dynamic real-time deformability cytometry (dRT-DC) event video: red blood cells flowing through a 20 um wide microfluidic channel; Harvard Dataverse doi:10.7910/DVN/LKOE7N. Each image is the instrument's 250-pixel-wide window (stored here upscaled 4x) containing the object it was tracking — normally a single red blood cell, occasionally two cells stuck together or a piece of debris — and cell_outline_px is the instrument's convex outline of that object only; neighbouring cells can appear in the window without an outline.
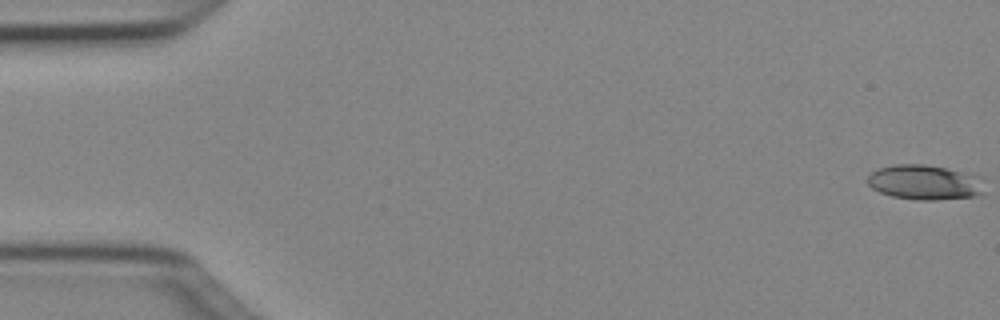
{"species": "Egyptian fruit bat (a non-hibernating species)", "species_latin": "Rousettus aegyptiacus", "temperature_condition": "cold", "stored_images_in_passage": 50, "camera_frame_rate_fps": 3000, "um_per_image_px": 0.085, "animal": {"sex": "female"}, "frame": {"image": 1, "passage_image": 1, "time_ms": 0.0, "image_size_px": [1000, 320], "cell_outline_px": [[984, 192], [972, 196], [936, 200], [916, 200], [892, 196], [880, 192], [872, 188], [868, 184], [868, 176], [872, 172], [880, 168], [892, 164], [924, 164], [984, 176]], "centroid_in_image_um": [78.64, 15.49], "position_along_channel_um": 6.4, "area_um2": 23.87}}
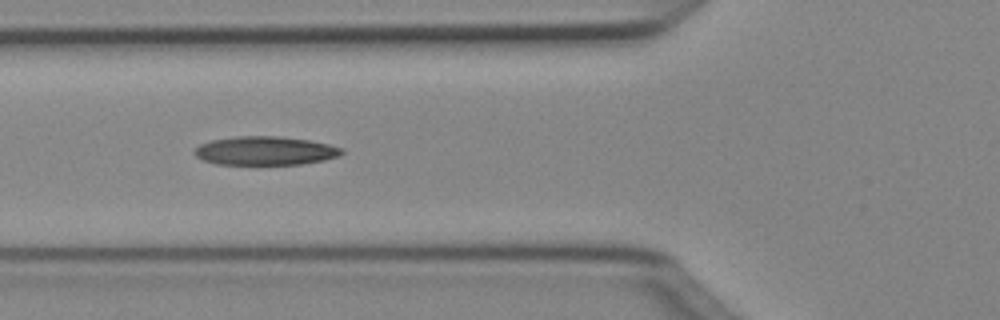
{"frame": {"image": 2, "passage_image": 19, "time_ms": 6.0, "image_size_px": [1000, 320], "cell_outline_px": [[344, 152], [340, 156], [324, 160], [300, 164], [216, 164], [204, 160], [196, 156], [192, 152], [200, 144], [212, 140], [236, 136], [280, 136], [308, 140], [328, 144], [344, 148]], "centroid_in_image_um": [22.56, 12.81], "position_along_channel_um": 103.2, "area_um2": 24.62}}
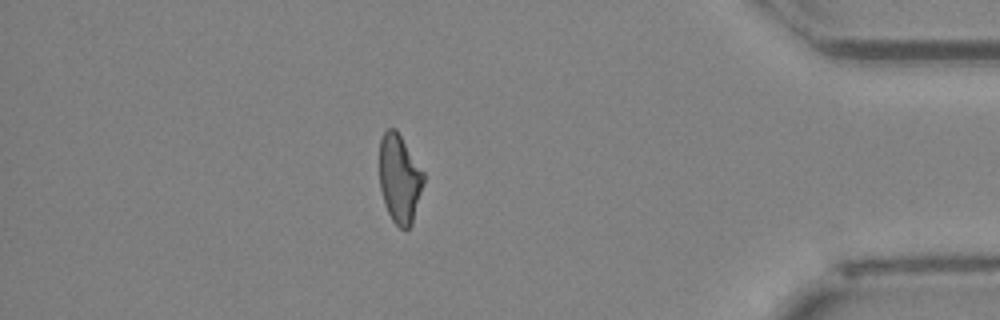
{"frame": {"image": 3, "passage_image": 44, "time_ms": 14.333, "image_size_px": [1000, 320], "cell_outline_px": [[424, 184], [412, 224], [408, 228], [400, 228], [392, 220], [384, 204], [380, 188], [380, 140], [384, 132], [388, 128], [396, 128], [424, 172]], "centroid_in_image_um": [33.97, 15.18], "position_along_channel_um": 401.2, "area_um2": 22.83}, "authors_computed_cell_mechanics": {"area_um2": 23.7558, "velocity_mm_per_s": 4.0556, "shape_relaxation_time_tau1_ms": 10.4368, "shape_relaxation_time_tau2_ms": 3.5234, "deformation_change_tau1": 0.2478, "deformation_change_tau2": 0.1312}}